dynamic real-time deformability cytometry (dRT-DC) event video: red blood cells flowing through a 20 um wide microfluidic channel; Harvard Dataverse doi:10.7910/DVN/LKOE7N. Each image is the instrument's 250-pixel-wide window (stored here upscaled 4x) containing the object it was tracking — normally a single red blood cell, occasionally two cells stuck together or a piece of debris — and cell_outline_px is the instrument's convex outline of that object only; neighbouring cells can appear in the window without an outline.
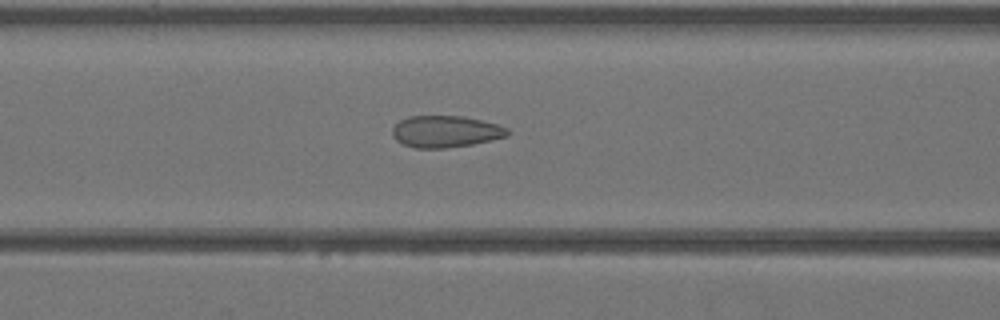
{"species": "Egyptian fruit bat (a non-hibernating species)", "species_latin": "Rousettus aegyptiacus", "temperature_condition": "warm", "stored_images_in_passage": 43, "camera_frame_rate_fps": 3000, "um_per_image_px": 0.085, "animal": {"sex": "female"}, "frame": {"image": 1, "passage_image": 18, "time_ms": 5.667, "image_size_px": [1000, 320], "cell_outline_px": [[512, 132], [508, 136], [472, 144], [444, 148], [416, 148], [404, 144], [396, 140], [392, 136], [392, 128], [400, 120], [408, 116], [464, 116], [496, 124], [508, 128]], "centroid_in_image_um": [37.87, 11.17], "position_along_channel_um": 128.7, "area_um2": 21.27}}
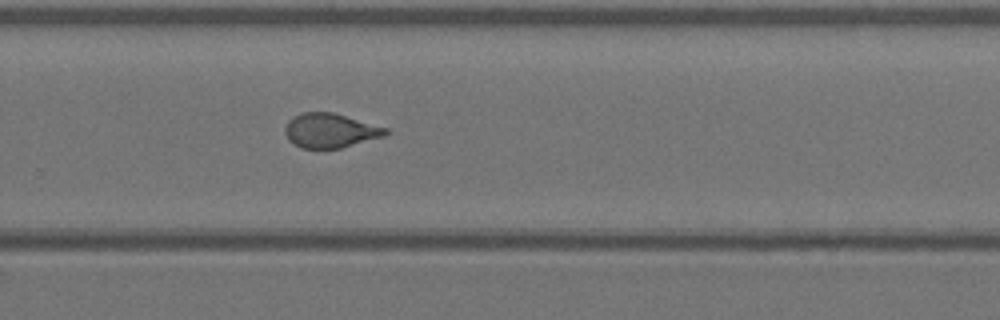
{"frame": {"image": 2, "passage_image": 29, "time_ms": 9.333, "image_size_px": [1000, 320], "cell_outline_px": [[392, 132], [384, 136], [340, 148], [300, 148], [288, 140], [284, 132], [284, 128], [288, 120], [292, 116], [300, 112], [332, 112], [388, 128]], "centroid_in_image_um": [28.05, 11.09], "position_along_channel_um": 301.8, "area_um2": 20.29}}
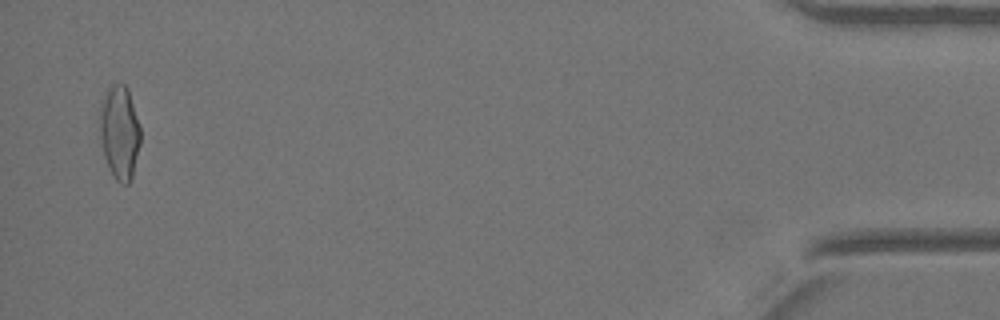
{"frame": {"image": 3, "passage_image": 42, "time_ms": 13.667, "image_size_px": [1000, 320], "cell_outline_px": [[140, 144], [132, 176], [128, 184], [120, 184], [112, 176], [108, 168], [96, 136], [100, 100], [108, 88], [112, 84], [124, 84], [128, 88], [140, 128]], "centroid_in_image_um": [10.08, 11.25], "position_along_channel_um": 425.1, "area_um2": 23.18}}